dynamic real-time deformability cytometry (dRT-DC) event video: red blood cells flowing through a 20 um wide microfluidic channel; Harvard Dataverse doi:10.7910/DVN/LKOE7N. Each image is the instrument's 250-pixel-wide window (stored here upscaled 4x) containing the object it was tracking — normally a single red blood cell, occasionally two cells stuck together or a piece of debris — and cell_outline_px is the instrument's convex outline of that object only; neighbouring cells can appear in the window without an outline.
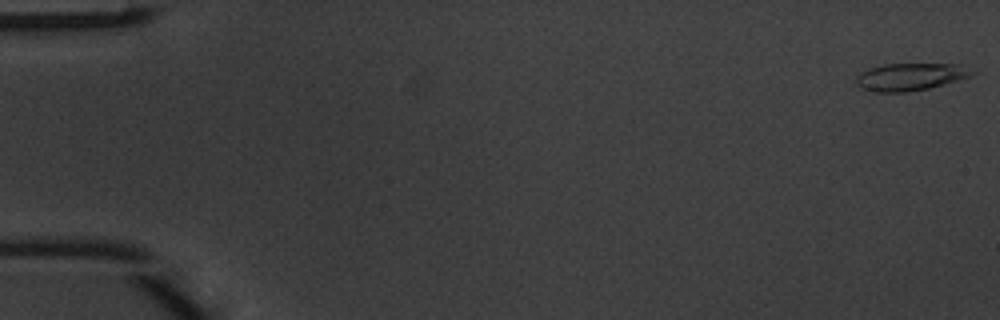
{"species": "common noctule bat (a hibernating species)", "species_latin": "Nyctalus noctula", "temperature_condition": "warm", "stored_images_in_passage": 38, "camera_frame_rate_fps": 3000, "um_per_image_px": 0.085, "animal": {"sex": "male", "body_mass_g": 20.1, "forearm_length_mm": 53.5}, "frame": {"image": 1, "passage_image": 1, "time_ms": 0.0, "image_size_px": [1000, 320], "cell_outline_px": [[976, 72], [972, 76], [928, 88], [904, 92], [872, 92], [856, 84], [856, 76], [860, 72], [868, 68], [884, 64], [960, 64]], "centroid_in_image_um": [77.36, 6.52], "position_along_channel_um": 7.6, "area_um2": 18.44}}
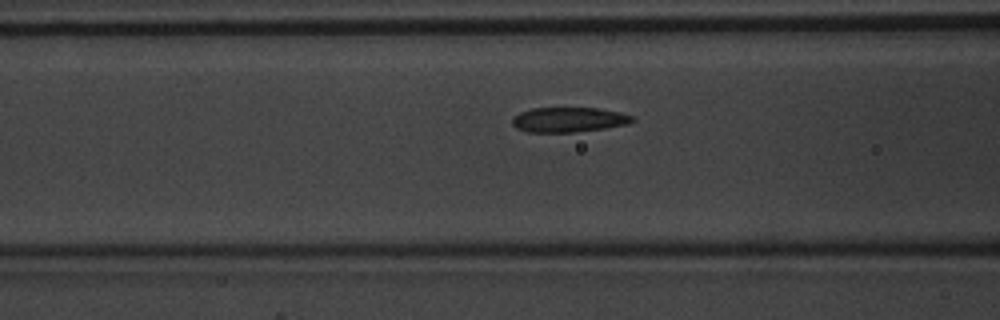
{"frame": {"image": 2, "passage_image": 15, "time_ms": 4.667, "image_size_px": [1000, 320], "cell_outline_px": [[636, 120], [628, 124], [604, 128], [576, 132], [528, 132], [516, 128], [512, 124], [512, 120], [520, 112], [532, 108], [600, 108], [620, 112], [632, 116]], "centroid_in_image_um": [48.36, 10.17], "position_along_channel_um": 118.2, "area_um2": 17.4}}
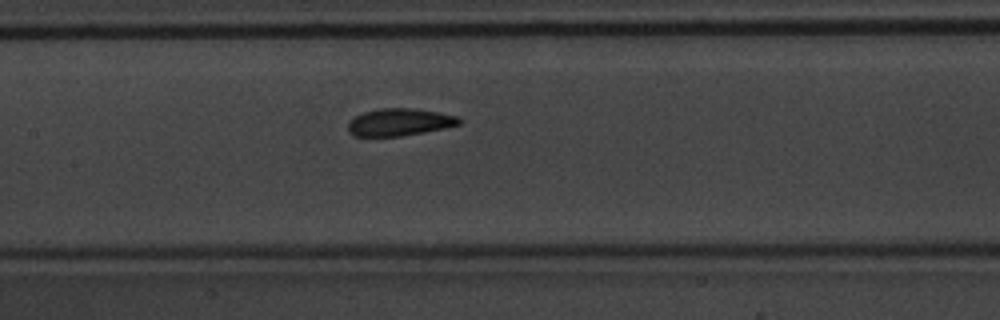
{"frame": {"image": 3, "passage_image": 19, "time_ms": 6.0, "image_size_px": [1000, 320], "cell_outline_px": [[464, 120], [460, 124], [444, 128], [424, 132], [400, 136], [352, 136], [348, 132], [348, 124], [356, 116], [364, 112], [380, 108], [412, 108], [440, 112], [460, 116]], "centroid_in_image_um": [34.01, 10.38], "position_along_channel_um": 173.4, "area_um2": 17.8}, "authors_computed_cell_mechanics": {"area_um2": 17.8602, "velocity_mm_per_s": 4.1164, "shape_relaxation_time_tau1_ms": 2.6011, "shape_relaxation_time_tau2_ms": 1.3846, "deformation_change_tau1": 0.1112, "deformation_change_tau2": 0.0721}}